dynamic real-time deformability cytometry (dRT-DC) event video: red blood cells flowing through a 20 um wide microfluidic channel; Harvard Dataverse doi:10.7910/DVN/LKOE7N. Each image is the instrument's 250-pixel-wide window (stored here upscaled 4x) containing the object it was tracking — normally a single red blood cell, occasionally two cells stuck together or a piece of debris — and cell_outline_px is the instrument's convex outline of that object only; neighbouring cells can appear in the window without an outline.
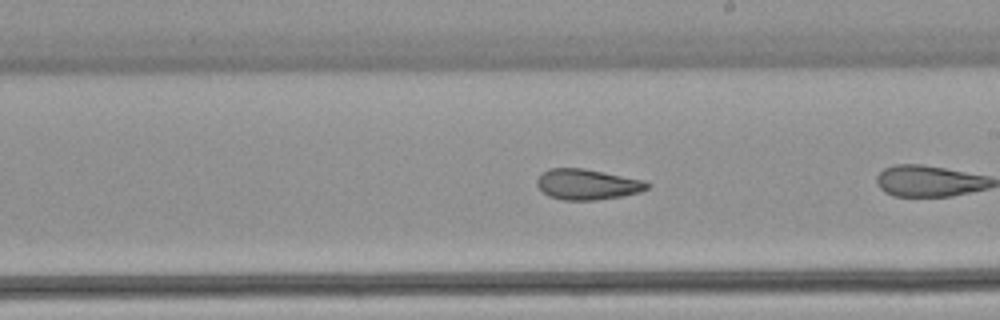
{"species": "common noctule bat (a hibernating species)", "species_latin": "Nyctalus noctula", "temperature_condition": "warm", "stored_images_in_passage": 24, "camera_frame_rate_fps": 3000, "um_per_image_px": 0.085, "animal": {"sex": "female", "body_mass_g": 22.7, "forearm_length_mm": 54.2}, "frame": {"image": 1, "passage_image": 14, "time_ms": 4.333, "image_size_px": [1000, 320], "cell_outline_px": [[652, 184], [648, 188], [640, 192], [620, 196], [596, 200], [564, 200], [548, 196], [536, 184], [536, 180], [548, 168], [584, 168], [644, 180]], "centroid_in_image_um": [49.93, 15.67], "position_along_channel_um": 239.1, "area_um2": 19.59}}